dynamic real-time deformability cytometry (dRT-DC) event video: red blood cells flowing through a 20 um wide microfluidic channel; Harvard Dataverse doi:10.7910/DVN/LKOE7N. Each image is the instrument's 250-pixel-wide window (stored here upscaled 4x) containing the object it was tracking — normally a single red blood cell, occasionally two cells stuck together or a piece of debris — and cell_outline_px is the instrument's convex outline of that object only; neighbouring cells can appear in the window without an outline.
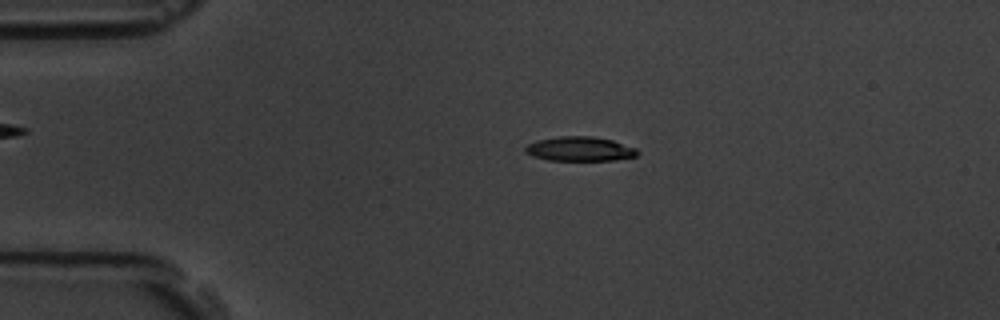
{"species": "common noctule bat (a hibernating species)", "species_latin": "Nyctalus noctula", "temperature_condition": "room temperature", "stored_images_in_passage": 56, "camera_frame_rate_fps": 3000, "um_per_image_px": 0.085, "animal": {"sex": "male", "body_mass_g": 19.5, "forearm_length_mm": 54.6}, "frame": {"image": 1, "passage_image": 12, "time_ms": 3.667, "image_size_px": [1000, 320], "cell_outline_px": [[640, 152], [636, 156], [616, 160], [548, 160], [532, 156], [524, 152], [524, 148], [528, 144], [536, 140], [560, 136], [592, 136], [612, 140], [636, 148]], "centroid_in_image_um": [49.27, 12.66], "position_along_channel_um": 35.7, "area_um2": 16.01}}
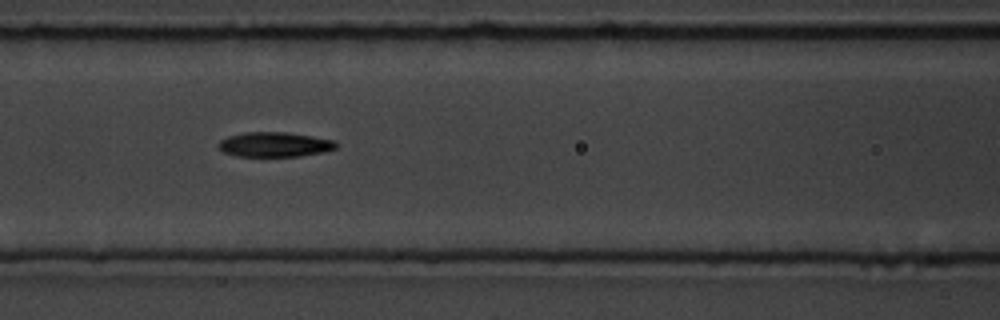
{"frame": {"image": 2, "passage_image": 24, "time_ms": 7.667, "image_size_px": [1000, 320], "cell_outline_px": [[340, 144], [336, 148], [324, 152], [300, 156], [236, 156], [224, 152], [216, 144], [220, 140], [228, 136], [244, 132], [284, 132], [312, 136], [336, 140]], "centroid_in_image_um": [23.37, 12.28], "position_along_channel_um": 143.2, "area_um2": 17.11}}
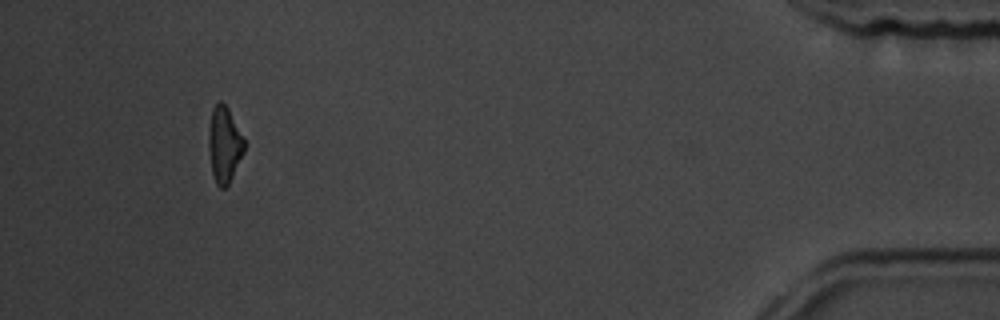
{"frame": {"image": 3, "passage_image": 52, "time_ms": 17.0, "image_size_px": [1000, 320], "cell_outline_px": [[244, 152], [228, 184], [224, 188], [220, 188], [216, 184], [212, 172], [208, 148], [208, 136], [212, 108], [220, 100], [228, 108], [244, 140]], "centroid_in_image_um": [19.04, 12.29], "position_along_channel_um": 416.2, "area_um2": 15.49}, "authors_computed_cell_mechanics": {"area_um2": 16.4441, "velocity_mm_per_s": 3.6734, "shape_relaxation_time_tau1_ms": 3.4482, "shape_relaxation_time_tau2_ms": 6.5364, "deformation_change_tau1": 0.1723, "deformation_change_tau2": 0.1774}}